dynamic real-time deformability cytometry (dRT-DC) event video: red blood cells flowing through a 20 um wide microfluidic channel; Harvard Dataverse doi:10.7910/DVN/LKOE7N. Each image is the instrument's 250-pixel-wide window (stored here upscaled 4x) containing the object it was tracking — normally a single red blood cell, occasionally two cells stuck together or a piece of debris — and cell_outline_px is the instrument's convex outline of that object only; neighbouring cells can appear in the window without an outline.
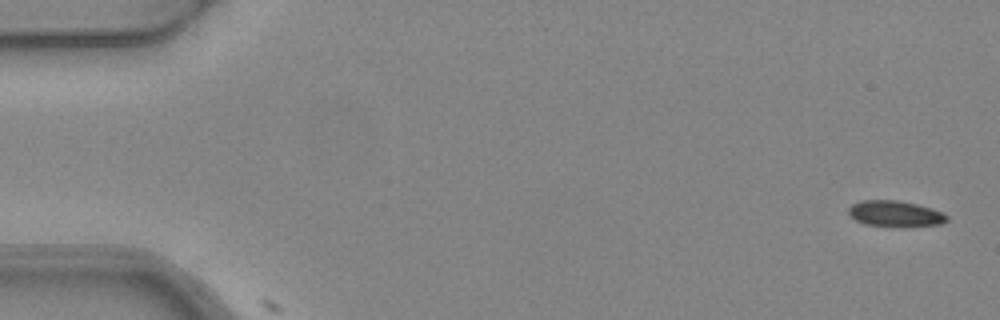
{"species": "common noctule bat (a hibernating species)", "species_latin": "Nyctalus noctula", "temperature_condition": "warm", "stored_images_in_passage": 2, "camera_frame_rate_fps": 3000, "um_per_image_px": 0.085, "animal": {"sex": "female", "body_mass_g": 24.6, "forearm_length_mm": 56.2}, "frame": {"image": 1, "passage_image": 1, "time_ms": 0.0, "image_size_px": [1000, 320], "cell_outline_px": [[948, 220], [940, 224], [900, 228], [864, 224], [856, 220], [848, 212], [848, 208], [852, 204], [860, 200], [896, 200], [916, 204], [932, 208], [948, 216]], "centroid_in_image_um": [76.08, 18.18], "position_along_channel_um": 8.9, "area_um2": 15.09}}